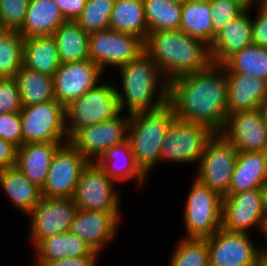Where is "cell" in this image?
Here are the masks:
<instances>
[{"label": "cell", "mask_w": 267, "mask_h": 266, "mask_svg": "<svg viewBox=\"0 0 267 266\" xmlns=\"http://www.w3.org/2000/svg\"><path fill=\"white\" fill-rule=\"evenodd\" d=\"M175 118L174 110L169 103L154 111L130 115L128 141L135 163L146 176L150 175V171L161 160V146L165 133Z\"/></svg>", "instance_id": "4"}, {"label": "cell", "mask_w": 267, "mask_h": 266, "mask_svg": "<svg viewBox=\"0 0 267 266\" xmlns=\"http://www.w3.org/2000/svg\"><path fill=\"white\" fill-rule=\"evenodd\" d=\"M23 43L18 31L0 29V77H14L22 68Z\"/></svg>", "instance_id": "35"}, {"label": "cell", "mask_w": 267, "mask_h": 266, "mask_svg": "<svg viewBox=\"0 0 267 266\" xmlns=\"http://www.w3.org/2000/svg\"><path fill=\"white\" fill-rule=\"evenodd\" d=\"M262 213L264 219H267V185L262 187Z\"/></svg>", "instance_id": "47"}, {"label": "cell", "mask_w": 267, "mask_h": 266, "mask_svg": "<svg viewBox=\"0 0 267 266\" xmlns=\"http://www.w3.org/2000/svg\"><path fill=\"white\" fill-rule=\"evenodd\" d=\"M109 29L133 34L145 41L149 29L143 0H115Z\"/></svg>", "instance_id": "29"}, {"label": "cell", "mask_w": 267, "mask_h": 266, "mask_svg": "<svg viewBox=\"0 0 267 266\" xmlns=\"http://www.w3.org/2000/svg\"><path fill=\"white\" fill-rule=\"evenodd\" d=\"M52 36L61 64L89 59V34L75 21H66Z\"/></svg>", "instance_id": "30"}, {"label": "cell", "mask_w": 267, "mask_h": 266, "mask_svg": "<svg viewBox=\"0 0 267 266\" xmlns=\"http://www.w3.org/2000/svg\"><path fill=\"white\" fill-rule=\"evenodd\" d=\"M77 210L72 198L42 197L28 213L33 247L47 237L68 232Z\"/></svg>", "instance_id": "14"}, {"label": "cell", "mask_w": 267, "mask_h": 266, "mask_svg": "<svg viewBox=\"0 0 267 266\" xmlns=\"http://www.w3.org/2000/svg\"><path fill=\"white\" fill-rule=\"evenodd\" d=\"M130 115L115 117L78 130L69 143L89 162H97L111 147L128 141Z\"/></svg>", "instance_id": "12"}, {"label": "cell", "mask_w": 267, "mask_h": 266, "mask_svg": "<svg viewBox=\"0 0 267 266\" xmlns=\"http://www.w3.org/2000/svg\"><path fill=\"white\" fill-rule=\"evenodd\" d=\"M66 21H76L83 11L86 0H53Z\"/></svg>", "instance_id": "43"}, {"label": "cell", "mask_w": 267, "mask_h": 266, "mask_svg": "<svg viewBox=\"0 0 267 266\" xmlns=\"http://www.w3.org/2000/svg\"><path fill=\"white\" fill-rule=\"evenodd\" d=\"M171 258L170 266H209L207 238H182Z\"/></svg>", "instance_id": "36"}, {"label": "cell", "mask_w": 267, "mask_h": 266, "mask_svg": "<svg viewBox=\"0 0 267 266\" xmlns=\"http://www.w3.org/2000/svg\"><path fill=\"white\" fill-rule=\"evenodd\" d=\"M14 77L18 85L22 106L45 103L55 99L53 77L24 66Z\"/></svg>", "instance_id": "32"}, {"label": "cell", "mask_w": 267, "mask_h": 266, "mask_svg": "<svg viewBox=\"0 0 267 266\" xmlns=\"http://www.w3.org/2000/svg\"><path fill=\"white\" fill-rule=\"evenodd\" d=\"M36 262L47 263L65 258L88 256L94 250L83 239L68 232L43 239L36 247Z\"/></svg>", "instance_id": "27"}, {"label": "cell", "mask_w": 267, "mask_h": 266, "mask_svg": "<svg viewBox=\"0 0 267 266\" xmlns=\"http://www.w3.org/2000/svg\"><path fill=\"white\" fill-rule=\"evenodd\" d=\"M260 113L263 119V123L265 127L267 128V97L263 101L262 105L260 106Z\"/></svg>", "instance_id": "48"}, {"label": "cell", "mask_w": 267, "mask_h": 266, "mask_svg": "<svg viewBox=\"0 0 267 266\" xmlns=\"http://www.w3.org/2000/svg\"><path fill=\"white\" fill-rule=\"evenodd\" d=\"M115 0H86L81 15L75 21L88 34L109 29Z\"/></svg>", "instance_id": "37"}, {"label": "cell", "mask_w": 267, "mask_h": 266, "mask_svg": "<svg viewBox=\"0 0 267 266\" xmlns=\"http://www.w3.org/2000/svg\"><path fill=\"white\" fill-rule=\"evenodd\" d=\"M209 266H255L257 248L250 233L228 232L220 228L207 237Z\"/></svg>", "instance_id": "15"}, {"label": "cell", "mask_w": 267, "mask_h": 266, "mask_svg": "<svg viewBox=\"0 0 267 266\" xmlns=\"http://www.w3.org/2000/svg\"><path fill=\"white\" fill-rule=\"evenodd\" d=\"M121 222L108 211L77 210L69 232L83 239L100 253L103 247L117 235Z\"/></svg>", "instance_id": "19"}, {"label": "cell", "mask_w": 267, "mask_h": 266, "mask_svg": "<svg viewBox=\"0 0 267 266\" xmlns=\"http://www.w3.org/2000/svg\"><path fill=\"white\" fill-rule=\"evenodd\" d=\"M171 1L179 2V3H185L187 0H171Z\"/></svg>", "instance_id": "53"}, {"label": "cell", "mask_w": 267, "mask_h": 266, "mask_svg": "<svg viewBox=\"0 0 267 266\" xmlns=\"http://www.w3.org/2000/svg\"><path fill=\"white\" fill-rule=\"evenodd\" d=\"M17 147L0 137V170L16 166Z\"/></svg>", "instance_id": "45"}, {"label": "cell", "mask_w": 267, "mask_h": 266, "mask_svg": "<svg viewBox=\"0 0 267 266\" xmlns=\"http://www.w3.org/2000/svg\"><path fill=\"white\" fill-rule=\"evenodd\" d=\"M119 113L116 85L98 83L80 98L65 106V129L68 139L78 130L104 122Z\"/></svg>", "instance_id": "5"}, {"label": "cell", "mask_w": 267, "mask_h": 266, "mask_svg": "<svg viewBox=\"0 0 267 266\" xmlns=\"http://www.w3.org/2000/svg\"><path fill=\"white\" fill-rule=\"evenodd\" d=\"M251 9H245L216 34L210 45L212 63L223 64L235 52L252 44Z\"/></svg>", "instance_id": "20"}, {"label": "cell", "mask_w": 267, "mask_h": 266, "mask_svg": "<svg viewBox=\"0 0 267 266\" xmlns=\"http://www.w3.org/2000/svg\"><path fill=\"white\" fill-rule=\"evenodd\" d=\"M227 112L260 108L267 97V81L248 74H226Z\"/></svg>", "instance_id": "21"}, {"label": "cell", "mask_w": 267, "mask_h": 266, "mask_svg": "<svg viewBox=\"0 0 267 266\" xmlns=\"http://www.w3.org/2000/svg\"><path fill=\"white\" fill-rule=\"evenodd\" d=\"M119 72L123 91L116 87L119 112L125 107L129 115L154 111L168 103L169 82L145 51L119 67Z\"/></svg>", "instance_id": "3"}, {"label": "cell", "mask_w": 267, "mask_h": 266, "mask_svg": "<svg viewBox=\"0 0 267 266\" xmlns=\"http://www.w3.org/2000/svg\"><path fill=\"white\" fill-rule=\"evenodd\" d=\"M262 152L264 154L266 165H267V145H266V147L264 148V150Z\"/></svg>", "instance_id": "51"}, {"label": "cell", "mask_w": 267, "mask_h": 266, "mask_svg": "<svg viewBox=\"0 0 267 266\" xmlns=\"http://www.w3.org/2000/svg\"><path fill=\"white\" fill-rule=\"evenodd\" d=\"M256 18L252 19V44L267 47V9L257 4Z\"/></svg>", "instance_id": "42"}, {"label": "cell", "mask_w": 267, "mask_h": 266, "mask_svg": "<svg viewBox=\"0 0 267 266\" xmlns=\"http://www.w3.org/2000/svg\"><path fill=\"white\" fill-rule=\"evenodd\" d=\"M98 255L99 252L94 250L88 256H81L77 258H65L47 263H37L36 266H96Z\"/></svg>", "instance_id": "44"}, {"label": "cell", "mask_w": 267, "mask_h": 266, "mask_svg": "<svg viewBox=\"0 0 267 266\" xmlns=\"http://www.w3.org/2000/svg\"><path fill=\"white\" fill-rule=\"evenodd\" d=\"M115 183L136 180L142 186L147 176L135 163L129 141L109 148L96 162Z\"/></svg>", "instance_id": "24"}, {"label": "cell", "mask_w": 267, "mask_h": 266, "mask_svg": "<svg viewBox=\"0 0 267 266\" xmlns=\"http://www.w3.org/2000/svg\"><path fill=\"white\" fill-rule=\"evenodd\" d=\"M226 74H248L267 81V47L250 44L223 63Z\"/></svg>", "instance_id": "33"}, {"label": "cell", "mask_w": 267, "mask_h": 266, "mask_svg": "<svg viewBox=\"0 0 267 266\" xmlns=\"http://www.w3.org/2000/svg\"><path fill=\"white\" fill-rule=\"evenodd\" d=\"M262 188L225 194L222 198V228L228 232L250 233L253 226L261 230Z\"/></svg>", "instance_id": "16"}, {"label": "cell", "mask_w": 267, "mask_h": 266, "mask_svg": "<svg viewBox=\"0 0 267 266\" xmlns=\"http://www.w3.org/2000/svg\"><path fill=\"white\" fill-rule=\"evenodd\" d=\"M149 32L180 29L182 3L171 0H143Z\"/></svg>", "instance_id": "34"}, {"label": "cell", "mask_w": 267, "mask_h": 266, "mask_svg": "<svg viewBox=\"0 0 267 266\" xmlns=\"http://www.w3.org/2000/svg\"><path fill=\"white\" fill-rule=\"evenodd\" d=\"M234 1L236 3H239L244 9H250L253 5L252 3H254V0H231ZM257 4L260 3V0H256Z\"/></svg>", "instance_id": "49"}, {"label": "cell", "mask_w": 267, "mask_h": 266, "mask_svg": "<svg viewBox=\"0 0 267 266\" xmlns=\"http://www.w3.org/2000/svg\"><path fill=\"white\" fill-rule=\"evenodd\" d=\"M261 233L267 237V219L263 220L262 227H261ZM260 249H266L267 250V247H262V248L260 247Z\"/></svg>", "instance_id": "50"}, {"label": "cell", "mask_w": 267, "mask_h": 266, "mask_svg": "<svg viewBox=\"0 0 267 266\" xmlns=\"http://www.w3.org/2000/svg\"><path fill=\"white\" fill-rule=\"evenodd\" d=\"M30 0H0V29L22 28Z\"/></svg>", "instance_id": "38"}, {"label": "cell", "mask_w": 267, "mask_h": 266, "mask_svg": "<svg viewBox=\"0 0 267 266\" xmlns=\"http://www.w3.org/2000/svg\"><path fill=\"white\" fill-rule=\"evenodd\" d=\"M65 143H26L17 148L16 167L29 181L42 188L57 149Z\"/></svg>", "instance_id": "22"}, {"label": "cell", "mask_w": 267, "mask_h": 266, "mask_svg": "<svg viewBox=\"0 0 267 266\" xmlns=\"http://www.w3.org/2000/svg\"><path fill=\"white\" fill-rule=\"evenodd\" d=\"M60 65L58 48L53 36L24 39V67L53 77Z\"/></svg>", "instance_id": "28"}, {"label": "cell", "mask_w": 267, "mask_h": 266, "mask_svg": "<svg viewBox=\"0 0 267 266\" xmlns=\"http://www.w3.org/2000/svg\"><path fill=\"white\" fill-rule=\"evenodd\" d=\"M209 5L212 11V27L215 34L245 10L239 3L231 0H209Z\"/></svg>", "instance_id": "39"}, {"label": "cell", "mask_w": 267, "mask_h": 266, "mask_svg": "<svg viewBox=\"0 0 267 266\" xmlns=\"http://www.w3.org/2000/svg\"><path fill=\"white\" fill-rule=\"evenodd\" d=\"M168 103L177 119L202 124L220 133L228 115L224 65L211 63L198 72L172 80Z\"/></svg>", "instance_id": "1"}, {"label": "cell", "mask_w": 267, "mask_h": 266, "mask_svg": "<svg viewBox=\"0 0 267 266\" xmlns=\"http://www.w3.org/2000/svg\"><path fill=\"white\" fill-rule=\"evenodd\" d=\"M267 185V165L263 152H238L232 182L226 194Z\"/></svg>", "instance_id": "25"}, {"label": "cell", "mask_w": 267, "mask_h": 266, "mask_svg": "<svg viewBox=\"0 0 267 266\" xmlns=\"http://www.w3.org/2000/svg\"><path fill=\"white\" fill-rule=\"evenodd\" d=\"M180 29L210 46L216 34L212 27V11L209 0H187L182 3Z\"/></svg>", "instance_id": "31"}, {"label": "cell", "mask_w": 267, "mask_h": 266, "mask_svg": "<svg viewBox=\"0 0 267 266\" xmlns=\"http://www.w3.org/2000/svg\"><path fill=\"white\" fill-rule=\"evenodd\" d=\"M22 103L15 77H0V114L20 112Z\"/></svg>", "instance_id": "40"}, {"label": "cell", "mask_w": 267, "mask_h": 266, "mask_svg": "<svg viewBox=\"0 0 267 266\" xmlns=\"http://www.w3.org/2000/svg\"><path fill=\"white\" fill-rule=\"evenodd\" d=\"M102 73L90 59L61 64L53 76L55 100L67 106L100 83Z\"/></svg>", "instance_id": "17"}, {"label": "cell", "mask_w": 267, "mask_h": 266, "mask_svg": "<svg viewBox=\"0 0 267 266\" xmlns=\"http://www.w3.org/2000/svg\"><path fill=\"white\" fill-rule=\"evenodd\" d=\"M144 47L169 83L212 63L210 46L181 29L149 32Z\"/></svg>", "instance_id": "2"}, {"label": "cell", "mask_w": 267, "mask_h": 266, "mask_svg": "<svg viewBox=\"0 0 267 266\" xmlns=\"http://www.w3.org/2000/svg\"><path fill=\"white\" fill-rule=\"evenodd\" d=\"M237 155L232 143L215 133L201 156L195 178L223 197L231 185Z\"/></svg>", "instance_id": "10"}, {"label": "cell", "mask_w": 267, "mask_h": 266, "mask_svg": "<svg viewBox=\"0 0 267 266\" xmlns=\"http://www.w3.org/2000/svg\"><path fill=\"white\" fill-rule=\"evenodd\" d=\"M145 51L144 40L140 37L112 29L89 34V59L102 71L110 65L121 67Z\"/></svg>", "instance_id": "11"}, {"label": "cell", "mask_w": 267, "mask_h": 266, "mask_svg": "<svg viewBox=\"0 0 267 266\" xmlns=\"http://www.w3.org/2000/svg\"><path fill=\"white\" fill-rule=\"evenodd\" d=\"M220 134L238 152H262L267 145V128L259 108L227 115Z\"/></svg>", "instance_id": "18"}, {"label": "cell", "mask_w": 267, "mask_h": 266, "mask_svg": "<svg viewBox=\"0 0 267 266\" xmlns=\"http://www.w3.org/2000/svg\"><path fill=\"white\" fill-rule=\"evenodd\" d=\"M114 183L96 162H89L72 197L78 210L108 211L120 220V194Z\"/></svg>", "instance_id": "9"}, {"label": "cell", "mask_w": 267, "mask_h": 266, "mask_svg": "<svg viewBox=\"0 0 267 266\" xmlns=\"http://www.w3.org/2000/svg\"><path fill=\"white\" fill-rule=\"evenodd\" d=\"M260 3L267 9V0H260Z\"/></svg>", "instance_id": "52"}, {"label": "cell", "mask_w": 267, "mask_h": 266, "mask_svg": "<svg viewBox=\"0 0 267 266\" xmlns=\"http://www.w3.org/2000/svg\"><path fill=\"white\" fill-rule=\"evenodd\" d=\"M89 161L69 142L55 152L41 188L42 197L72 198L79 177Z\"/></svg>", "instance_id": "13"}, {"label": "cell", "mask_w": 267, "mask_h": 266, "mask_svg": "<svg viewBox=\"0 0 267 266\" xmlns=\"http://www.w3.org/2000/svg\"><path fill=\"white\" fill-rule=\"evenodd\" d=\"M66 20L53 0H30L22 28L23 37L52 36Z\"/></svg>", "instance_id": "23"}, {"label": "cell", "mask_w": 267, "mask_h": 266, "mask_svg": "<svg viewBox=\"0 0 267 266\" xmlns=\"http://www.w3.org/2000/svg\"><path fill=\"white\" fill-rule=\"evenodd\" d=\"M184 209L185 238H207L222 228V196L193 180Z\"/></svg>", "instance_id": "6"}, {"label": "cell", "mask_w": 267, "mask_h": 266, "mask_svg": "<svg viewBox=\"0 0 267 266\" xmlns=\"http://www.w3.org/2000/svg\"><path fill=\"white\" fill-rule=\"evenodd\" d=\"M0 137L17 148L22 146V124L20 112L0 114Z\"/></svg>", "instance_id": "41"}, {"label": "cell", "mask_w": 267, "mask_h": 266, "mask_svg": "<svg viewBox=\"0 0 267 266\" xmlns=\"http://www.w3.org/2000/svg\"><path fill=\"white\" fill-rule=\"evenodd\" d=\"M22 145L26 143H67L65 129V107L55 99L22 106Z\"/></svg>", "instance_id": "7"}, {"label": "cell", "mask_w": 267, "mask_h": 266, "mask_svg": "<svg viewBox=\"0 0 267 266\" xmlns=\"http://www.w3.org/2000/svg\"><path fill=\"white\" fill-rule=\"evenodd\" d=\"M255 266H267L266 249H260Z\"/></svg>", "instance_id": "46"}, {"label": "cell", "mask_w": 267, "mask_h": 266, "mask_svg": "<svg viewBox=\"0 0 267 266\" xmlns=\"http://www.w3.org/2000/svg\"><path fill=\"white\" fill-rule=\"evenodd\" d=\"M215 135L209 127L175 118L166 130L161 160L199 163L208 141Z\"/></svg>", "instance_id": "8"}, {"label": "cell", "mask_w": 267, "mask_h": 266, "mask_svg": "<svg viewBox=\"0 0 267 266\" xmlns=\"http://www.w3.org/2000/svg\"><path fill=\"white\" fill-rule=\"evenodd\" d=\"M0 187L13 206L26 215L42 198L41 188L29 181L16 166L0 170Z\"/></svg>", "instance_id": "26"}]
</instances>
